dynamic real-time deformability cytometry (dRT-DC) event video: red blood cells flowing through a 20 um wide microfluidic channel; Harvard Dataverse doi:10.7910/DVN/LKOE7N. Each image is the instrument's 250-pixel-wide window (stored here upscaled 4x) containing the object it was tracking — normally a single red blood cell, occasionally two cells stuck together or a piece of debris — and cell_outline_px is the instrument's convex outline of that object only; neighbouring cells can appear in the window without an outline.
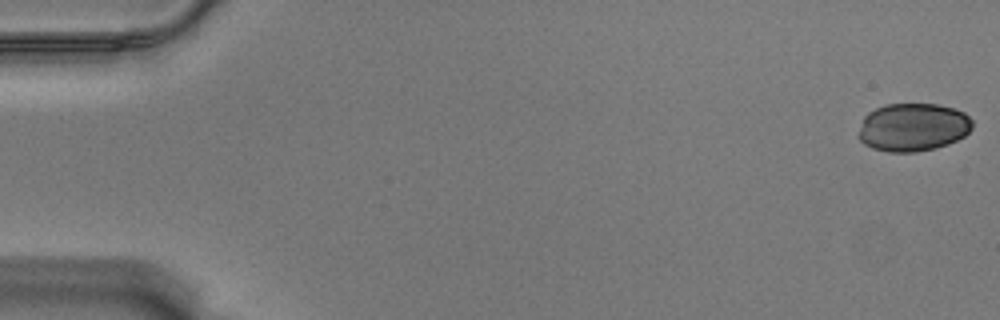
{"species": "Egyptian fruit bat (a non-hibernating species)", "species_latin": "Rousettus aegyptiacus", "temperature_condition": "warm", "stored_images_in_passage": 11, "camera_frame_rate_fps": 3000, "um_per_image_px": 0.085, "animal": {"sex": "male"}, "frame": {"image": 1, "passage_image": 1, "time_ms": 0.0, "image_size_px": [1000, 320], "cell_outline_px": [[972, 128], [964, 136], [948, 144], [936, 148], [916, 152], [888, 152], [872, 148], [864, 144], [856, 136], [864, 116], [868, 112], [884, 104], [936, 104], [956, 108], [964, 112], [972, 120]], "centroid_in_image_um": [77.58, 10.81], "position_along_channel_um": 7.4, "area_um2": 32.25}}